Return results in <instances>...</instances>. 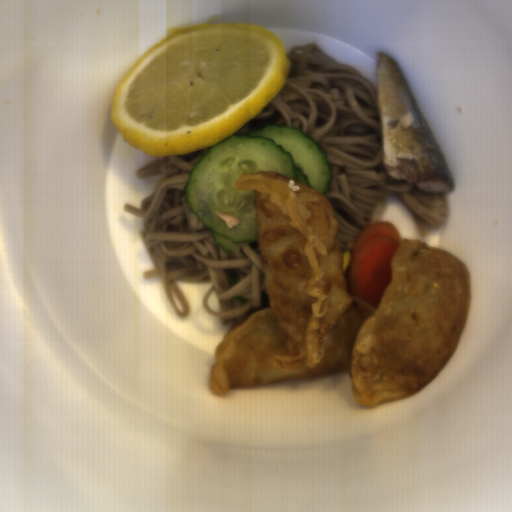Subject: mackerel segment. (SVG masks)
Here are the masks:
<instances>
[{
  "label": "mackerel segment",
  "mask_w": 512,
  "mask_h": 512,
  "mask_svg": "<svg viewBox=\"0 0 512 512\" xmlns=\"http://www.w3.org/2000/svg\"><path fill=\"white\" fill-rule=\"evenodd\" d=\"M375 54L384 170L427 193L453 192L456 183L446 158L396 59Z\"/></svg>",
  "instance_id": "mackerel-segment-1"
}]
</instances>
